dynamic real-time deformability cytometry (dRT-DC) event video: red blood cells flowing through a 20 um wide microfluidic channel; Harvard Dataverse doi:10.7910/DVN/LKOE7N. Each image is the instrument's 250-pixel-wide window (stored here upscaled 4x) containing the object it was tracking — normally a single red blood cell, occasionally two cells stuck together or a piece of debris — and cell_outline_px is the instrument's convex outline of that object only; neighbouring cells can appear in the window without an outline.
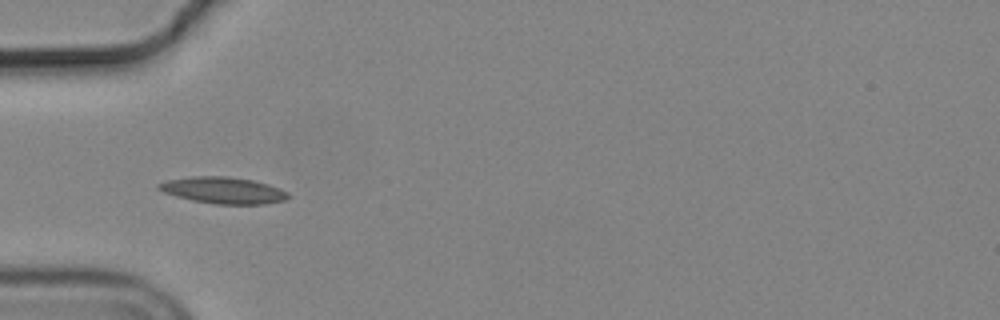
{"species": "common noctule bat (a hibernating species)", "species_latin": "Nyctalus noctula", "temperature_condition": "cold", "stored_images_in_passage": 10, "camera_frame_rate_fps": 3000, "um_per_image_px": 0.085, "animal": {"sex": "male", "body_mass_g": 19.2, "forearm_length_mm": 51.8}, "frame": {"image": 1, "passage_image": 4, "time_ms": 1.0, "image_size_px": [1000, 320], "cell_outline_px": [[288, 196], [284, 200], [264, 204], [212, 204], [192, 200], [176, 196], [164, 192], [156, 188], [156, 184], [168, 180], [192, 176], [228, 176], [252, 180], [268, 184], [280, 188], [288, 192]], "centroid_in_image_um": [18.95, 16.17], "position_along_channel_um": 66.0, "area_um2": 20.0}}
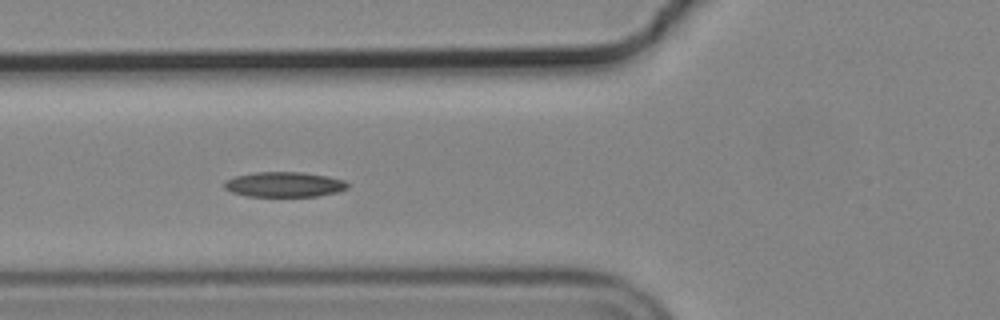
{"frame": {"image": 2, "passage_image": 7, "time_ms": 2.0, "image_size_px": [1000, 320], "cell_outline_px": [[348, 188], [336, 192], [316, 196], [244, 196], [232, 192], [224, 188], [224, 184], [228, 180], [236, 176], [256, 172], [304, 172], [328, 176], [344, 180], [348, 184]], "centroid_in_image_um": [24.17, 15.68], "position_along_channel_um": 101.6, "area_um2": 17.92}}